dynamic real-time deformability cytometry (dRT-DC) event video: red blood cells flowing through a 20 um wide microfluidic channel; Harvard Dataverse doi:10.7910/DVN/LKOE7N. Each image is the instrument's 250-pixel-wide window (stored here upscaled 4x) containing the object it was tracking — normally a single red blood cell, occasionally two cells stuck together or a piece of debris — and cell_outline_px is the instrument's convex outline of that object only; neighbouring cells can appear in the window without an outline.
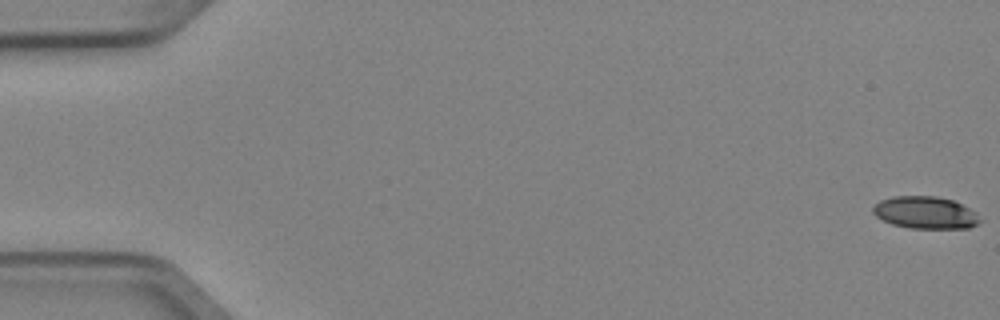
{"species": "Egyptian fruit bat (a non-hibernating species)", "species_latin": "Rousettus aegyptiacus", "temperature_condition": "cold", "stored_images_in_passage": 5, "camera_frame_rate_fps": 3000, "um_per_image_px": 0.085, "animal": {"sex": "female"}, "frame": {"image": 1, "passage_image": 1, "time_ms": 0.0, "image_size_px": [1000, 320], "cell_outline_px": [[984, 220], [968, 228], [908, 228], [892, 224], [876, 216], [872, 212], [872, 208], [880, 200], [892, 196], [936, 196], [952, 200], [976, 212]], "centroid_in_image_um": [78.66, 18.07], "position_along_channel_um": 6.3, "area_um2": 20.11}}
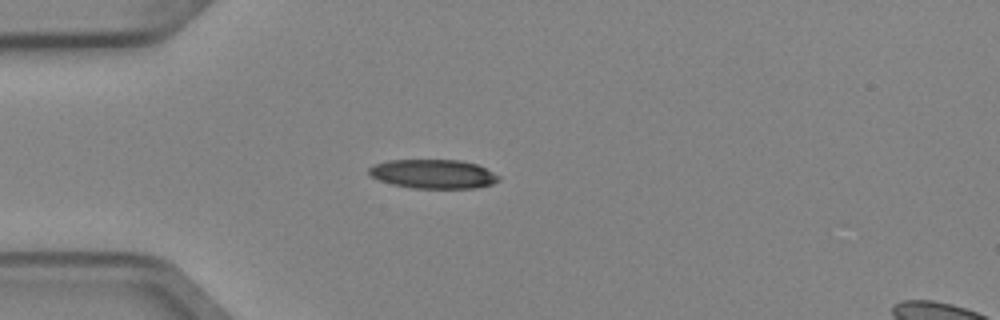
{"frame": {"image": 2, "passage_image": 5, "time_ms": 1.333, "image_size_px": [1000, 320], "cell_outline_px": [[500, 180], [492, 184], [476, 188], [412, 188], [392, 184], [368, 176], [368, 168], [372, 164], [388, 160], [460, 160], [476, 164], [500, 176]], "centroid_in_image_um": [36.78, 14.78], "position_along_channel_um": 48.2, "area_um2": 22.08}}